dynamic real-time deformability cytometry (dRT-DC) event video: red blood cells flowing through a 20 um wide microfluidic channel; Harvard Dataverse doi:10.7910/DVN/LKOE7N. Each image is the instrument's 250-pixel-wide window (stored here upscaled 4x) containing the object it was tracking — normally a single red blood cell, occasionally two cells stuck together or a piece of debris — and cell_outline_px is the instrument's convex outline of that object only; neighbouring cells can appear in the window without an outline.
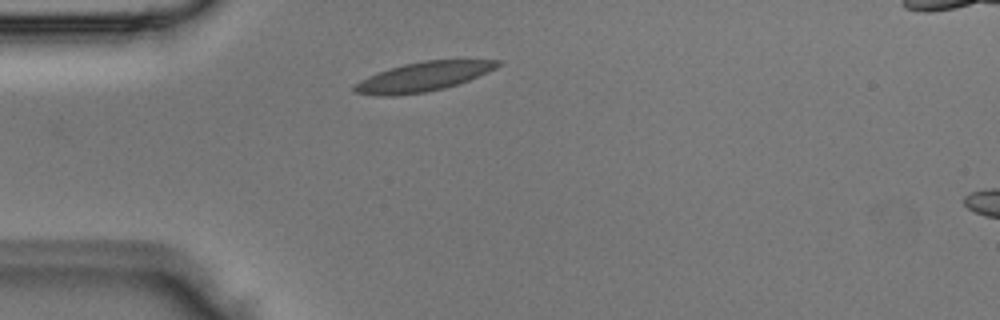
{"species": "Egyptian fruit bat (a non-hibernating species)", "species_latin": "Rousettus aegyptiacus", "temperature_condition": "room temperature", "stored_images_in_passage": 2, "segment_of_instrument_passage": [1, 2], "camera_frame_rate_fps": 3000, "um_per_image_px": 0.085, "animal": {"sex": "male"}, "frame": {"image": 1, "passage_image": 1, "time_ms": 0.0, "image_size_px": [1000, 320], "cell_outline_px": [[500, 64], [496, 68], [488, 72], [468, 80], [444, 88], [424, 92], [392, 96], [376, 96], [352, 92], [352, 88], [360, 80], [368, 76], [404, 64], [424, 60], [500, 60]], "centroid_in_image_um": [35.93, 6.53], "position_along_channel_um": 49.1, "area_um2": 24.16}}